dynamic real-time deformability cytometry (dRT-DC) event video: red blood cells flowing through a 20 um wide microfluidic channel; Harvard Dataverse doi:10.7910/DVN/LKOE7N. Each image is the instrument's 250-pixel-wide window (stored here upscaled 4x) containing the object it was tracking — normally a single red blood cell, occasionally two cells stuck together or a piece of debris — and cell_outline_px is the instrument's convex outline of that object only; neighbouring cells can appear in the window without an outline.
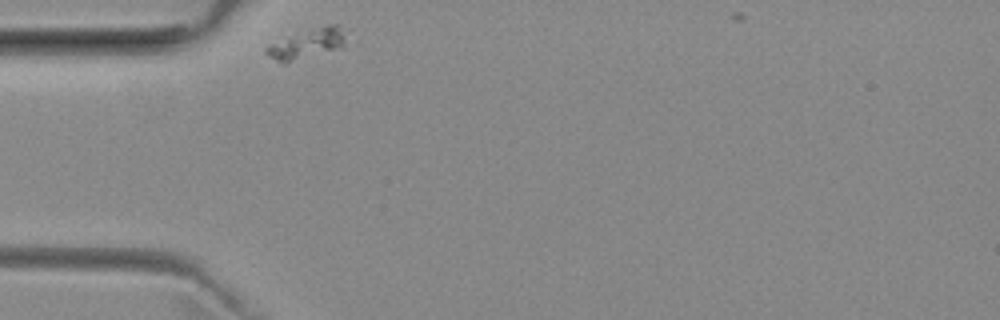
{"species": "common noctule bat (a hibernating species)", "species_latin": "Nyctalus noctula", "temperature_condition": "room temperature", "stored_images_in_passage": 30, "camera_frame_rate_fps": 3000, "um_per_image_px": 0.085, "animal": {"sex": "female", "body_mass_g": 29.2, "forearm_length_mm": 56.3}, "frame": {"image": 1, "passage_image": 1, "time_ms": 0.0, "image_size_px": [1000, 320], "cell_outline_px": [[344, 48], [284, 64], [268, 56], [264, 52], [264, 48], [268, 44], [284, 36], [312, 28], [328, 24], [340, 24], [344, 36]], "centroid_in_image_um": [26.06, 3.72], "position_along_channel_um": 58.9, "area_um2": 14.39}}
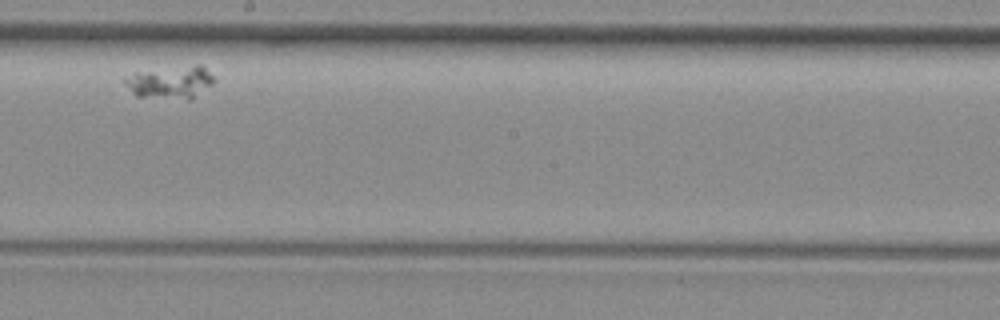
{"frame": {"image": 2, "passage_image": 18, "time_ms": 5.667, "image_size_px": [1000, 320], "cell_outline_px": [[216, 80], [212, 84], [192, 100], [188, 100], [136, 96], [124, 84], [124, 80], [136, 72], [196, 64], [200, 64]], "centroid_in_image_um": [14.52, 7.01], "position_along_channel_um": 233.7, "area_um2": 16.94}}
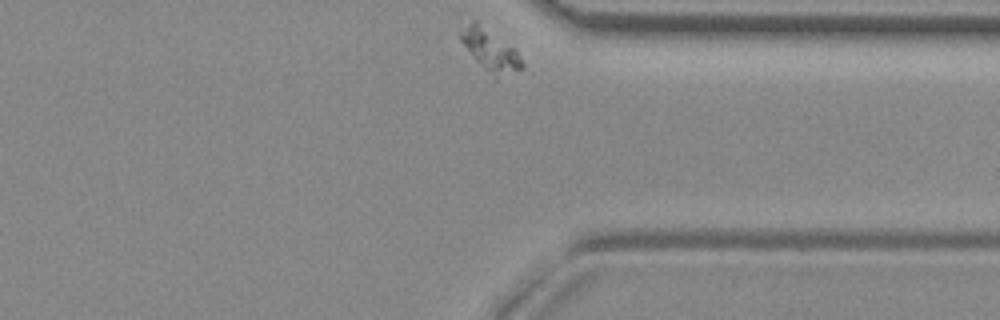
{"frame": {"image": 3, "passage_image": 30, "time_ms": 9.667, "image_size_px": [1000, 320], "cell_outline_px": [[524, 68], [496, 76], [484, 68], [476, 60], [460, 40], [460, 36], [472, 20], [476, 20], [512, 48], [520, 56], [524, 64]], "centroid_in_image_um": [41.68, 4.25], "position_along_channel_um": 369.7, "area_um2": 13.7}}